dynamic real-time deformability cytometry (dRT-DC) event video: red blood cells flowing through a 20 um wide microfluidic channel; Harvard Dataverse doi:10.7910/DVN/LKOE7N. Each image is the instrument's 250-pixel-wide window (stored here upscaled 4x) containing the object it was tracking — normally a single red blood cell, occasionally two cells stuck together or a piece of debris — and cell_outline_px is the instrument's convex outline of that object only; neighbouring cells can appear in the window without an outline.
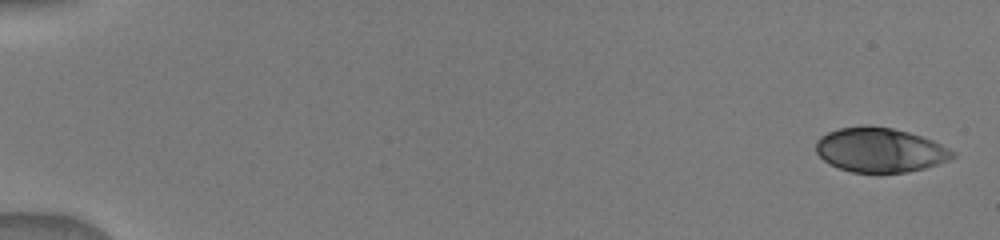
{"species": "human", "species_latin": "Homo sapiens", "temperature_condition": "warm", "stored_images_in_passage": 38, "camera_frame_rate_fps": 3000, "um_per_image_px": 0.085, "donor": {"sex": "male"}, "frame": {"image": 1, "passage_image": 1, "time_ms": 0.0, "image_size_px": [1000, 240], "cell_outline_px": [[956, 156], [948, 160], [924, 168], [908, 172], [852, 172], [828, 164], [816, 152], [816, 140], [820, 136], [828, 132], [840, 128], [892, 128], [908, 132], [932, 140], [956, 152]], "centroid_in_image_um": [74.8, 12.78], "position_along_channel_um": 10.2, "area_um2": 34.62}}
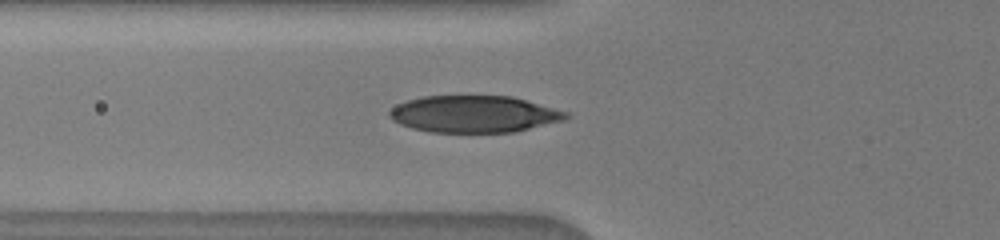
{"frame": {"image": 2, "passage_image": 16, "time_ms": 6.0, "image_size_px": [1000, 240], "cell_outline_px": [[572, 116], [564, 120], [512, 132], [428, 132], [412, 128], [400, 124], [392, 120], [388, 116], [388, 112], [396, 104], [408, 100], [424, 96], [512, 96], [568, 112]], "centroid_in_image_um": [40.27, 9.69], "position_along_channel_um": 85.5, "area_um2": 37.86}}
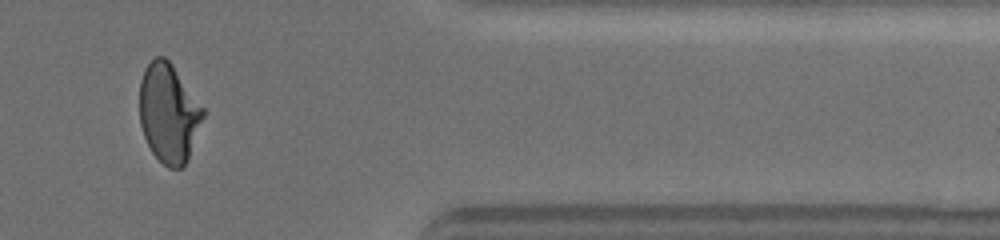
{"frame": {"image": 3, "passage_image": 33, "time_ms": 14.0, "image_size_px": [1000, 240], "cell_outline_px": [[204, 116], [188, 160], [180, 168], [168, 168], [152, 152], [144, 136], [140, 124], [140, 80], [144, 68], [156, 56], [164, 56], [172, 64], [204, 108]], "centroid_in_image_um": [14.34, 9.6], "position_along_channel_um": 397.1, "area_um2": 36.47}}